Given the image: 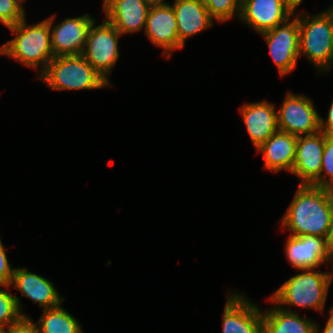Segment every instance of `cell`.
I'll return each instance as SVG.
<instances>
[{
	"label": "cell",
	"instance_id": "obj_1",
	"mask_svg": "<svg viewBox=\"0 0 333 333\" xmlns=\"http://www.w3.org/2000/svg\"><path fill=\"white\" fill-rule=\"evenodd\" d=\"M333 216V190L298 185L294 197L280 219V229L293 236L326 238Z\"/></svg>",
	"mask_w": 333,
	"mask_h": 333
},
{
	"label": "cell",
	"instance_id": "obj_2",
	"mask_svg": "<svg viewBox=\"0 0 333 333\" xmlns=\"http://www.w3.org/2000/svg\"><path fill=\"white\" fill-rule=\"evenodd\" d=\"M27 22L25 17L16 25L8 27L14 37L0 46V55L37 69L39 73L34 76L37 79L54 58L50 25L45 18L30 25Z\"/></svg>",
	"mask_w": 333,
	"mask_h": 333
},
{
	"label": "cell",
	"instance_id": "obj_3",
	"mask_svg": "<svg viewBox=\"0 0 333 333\" xmlns=\"http://www.w3.org/2000/svg\"><path fill=\"white\" fill-rule=\"evenodd\" d=\"M294 16L299 24L300 57L315 67L316 75L330 73L333 69V4L316 14L299 10Z\"/></svg>",
	"mask_w": 333,
	"mask_h": 333
},
{
	"label": "cell",
	"instance_id": "obj_4",
	"mask_svg": "<svg viewBox=\"0 0 333 333\" xmlns=\"http://www.w3.org/2000/svg\"><path fill=\"white\" fill-rule=\"evenodd\" d=\"M298 271L300 273L291 275L269 298L289 312H297L292 309L297 307L299 310H314L324 314L330 290L328 271H321L319 268L297 269Z\"/></svg>",
	"mask_w": 333,
	"mask_h": 333
},
{
	"label": "cell",
	"instance_id": "obj_5",
	"mask_svg": "<svg viewBox=\"0 0 333 333\" xmlns=\"http://www.w3.org/2000/svg\"><path fill=\"white\" fill-rule=\"evenodd\" d=\"M54 91L112 88L82 55L56 56L37 78Z\"/></svg>",
	"mask_w": 333,
	"mask_h": 333
},
{
	"label": "cell",
	"instance_id": "obj_6",
	"mask_svg": "<svg viewBox=\"0 0 333 333\" xmlns=\"http://www.w3.org/2000/svg\"><path fill=\"white\" fill-rule=\"evenodd\" d=\"M103 19L99 25H96L97 20L91 24L81 55L111 84L109 75L120 57L119 39L122 35L111 23Z\"/></svg>",
	"mask_w": 333,
	"mask_h": 333
},
{
	"label": "cell",
	"instance_id": "obj_7",
	"mask_svg": "<svg viewBox=\"0 0 333 333\" xmlns=\"http://www.w3.org/2000/svg\"><path fill=\"white\" fill-rule=\"evenodd\" d=\"M310 97L292 91L286 92L277 109L278 128L295 136L310 135L320 131V113Z\"/></svg>",
	"mask_w": 333,
	"mask_h": 333
},
{
	"label": "cell",
	"instance_id": "obj_8",
	"mask_svg": "<svg viewBox=\"0 0 333 333\" xmlns=\"http://www.w3.org/2000/svg\"><path fill=\"white\" fill-rule=\"evenodd\" d=\"M259 35L264 38L280 77L292 73L300 59L298 19L293 16L285 23Z\"/></svg>",
	"mask_w": 333,
	"mask_h": 333
},
{
	"label": "cell",
	"instance_id": "obj_9",
	"mask_svg": "<svg viewBox=\"0 0 333 333\" xmlns=\"http://www.w3.org/2000/svg\"><path fill=\"white\" fill-rule=\"evenodd\" d=\"M11 288L17 289L22 296H15L18 310L23 318H30L26 312H23L21 297H26L40 309H51L64 303L65 297L61 296L58 288L50 280L24 267H15Z\"/></svg>",
	"mask_w": 333,
	"mask_h": 333
},
{
	"label": "cell",
	"instance_id": "obj_10",
	"mask_svg": "<svg viewBox=\"0 0 333 333\" xmlns=\"http://www.w3.org/2000/svg\"><path fill=\"white\" fill-rule=\"evenodd\" d=\"M143 32L152 46L162 50L166 59L172 57L174 50L184 48L179 41L176 16L170 2L151 4Z\"/></svg>",
	"mask_w": 333,
	"mask_h": 333
},
{
	"label": "cell",
	"instance_id": "obj_11",
	"mask_svg": "<svg viewBox=\"0 0 333 333\" xmlns=\"http://www.w3.org/2000/svg\"><path fill=\"white\" fill-rule=\"evenodd\" d=\"M50 25L51 47L54 57L81 55L86 44L91 24L96 20L90 13L81 16L65 18L55 23L56 14L45 18Z\"/></svg>",
	"mask_w": 333,
	"mask_h": 333
},
{
	"label": "cell",
	"instance_id": "obj_12",
	"mask_svg": "<svg viewBox=\"0 0 333 333\" xmlns=\"http://www.w3.org/2000/svg\"><path fill=\"white\" fill-rule=\"evenodd\" d=\"M228 290L222 313V333H262V306L246 294Z\"/></svg>",
	"mask_w": 333,
	"mask_h": 333
},
{
	"label": "cell",
	"instance_id": "obj_13",
	"mask_svg": "<svg viewBox=\"0 0 333 333\" xmlns=\"http://www.w3.org/2000/svg\"><path fill=\"white\" fill-rule=\"evenodd\" d=\"M294 16L283 0H242L239 21L260 34Z\"/></svg>",
	"mask_w": 333,
	"mask_h": 333
},
{
	"label": "cell",
	"instance_id": "obj_14",
	"mask_svg": "<svg viewBox=\"0 0 333 333\" xmlns=\"http://www.w3.org/2000/svg\"><path fill=\"white\" fill-rule=\"evenodd\" d=\"M325 147V134L319 131L310 135L298 136L292 176L299 185H312L319 177Z\"/></svg>",
	"mask_w": 333,
	"mask_h": 333
},
{
	"label": "cell",
	"instance_id": "obj_15",
	"mask_svg": "<svg viewBox=\"0 0 333 333\" xmlns=\"http://www.w3.org/2000/svg\"><path fill=\"white\" fill-rule=\"evenodd\" d=\"M284 255L293 269H311L326 267L330 253L326 238L319 236L288 235L284 244Z\"/></svg>",
	"mask_w": 333,
	"mask_h": 333
},
{
	"label": "cell",
	"instance_id": "obj_16",
	"mask_svg": "<svg viewBox=\"0 0 333 333\" xmlns=\"http://www.w3.org/2000/svg\"><path fill=\"white\" fill-rule=\"evenodd\" d=\"M150 0H103L102 11L105 19L122 36L145 30Z\"/></svg>",
	"mask_w": 333,
	"mask_h": 333
},
{
	"label": "cell",
	"instance_id": "obj_17",
	"mask_svg": "<svg viewBox=\"0 0 333 333\" xmlns=\"http://www.w3.org/2000/svg\"><path fill=\"white\" fill-rule=\"evenodd\" d=\"M239 111L255 150L279 130L275 103L267 100L245 102Z\"/></svg>",
	"mask_w": 333,
	"mask_h": 333
},
{
	"label": "cell",
	"instance_id": "obj_18",
	"mask_svg": "<svg viewBox=\"0 0 333 333\" xmlns=\"http://www.w3.org/2000/svg\"><path fill=\"white\" fill-rule=\"evenodd\" d=\"M298 137L290 133L277 130L256 152L264 159V168L271 173L278 174L285 171L291 174L293 169L296 143Z\"/></svg>",
	"mask_w": 333,
	"mask_h": 333
},
{
	"label": "cell",
	"instance_id": "obj_19",
	"mask_svg": "<svg viewBox=\"0 0 333 333\" xmlns=\"http://www.w3.org/2000/svg\"><path fill=\"white\" fill-rule=\"evenodd\" d=\"M180 43L185 46L187 39L203 33L215 24L202 0H173Z\"/></svg>",
	"mask_w": 333,
	"mask_h": 333
},
{
	"label": "cell",
	"instance_id": "obj_20",
	"mask_svg": "<svg viewBox=\"0 0 333 333\" xmlns=\"http://www.w3.org/2000/svg\"><path fill=\"white\" fill-rule=\"evenodd\" d=\"M270 308L262 310V333H314L316 321L300 312H289L277 306L269 297Z\"/></svg>",
	"mask_w": 333,
	"mask_h": 333
},
{
	"label": "cell",
	"instance_id": "obj_21",
	"mask_svg": "<svg viewBox=\"0 0 333 333\" xmlns=\"http://www.w3.org/2000/svg\"><path fill=\"white\" fill-rule=\"evenodd\" d=\"M38 320L30 317L40 333H84L80 322L64 308L63 303L51 309H44Z\"/></svg>",
	"mask_w": 333,
	"mask_h": 333
},
{
	"label": "cell",
	"instance_id": "obj_22",
	"mask_svg": "<svg viewBox=\"0 0 333 333\" xmlns=\"http://www.w3.org/2000/svg\"><path fill=\"white\" fill-rule=\"evenodd\" d=\"M210 16L216 23H225L231 19L239 20L242 0H202Z\"/></svg>",
	"mask_w": 333,
	"mask_h": 333
},
{
	"label": "cell",
	"instance_id": "obj_23",
	"mask_svg": "<svg viewBox=\"0 0 333 333\" xmlns=\"http://www.w3.org/2000/svg\"><path fill=\"white\" fill-rule=\"evenodd\" d=\"M10 288V285H0V329L2 330L23 318L18 310L14 294L9 291Z\"/></svg>",
	"mask_w": 333,
	"mask_h": 333
},
{
	"label": "cell",
	"instance_id": "obj_24",
	"mask_svg": "<svg viewBox=\"0 0 333 333\" xmlns=\"http://www.w3.org/2000/svg\"><path fill=\"white\" fill-rule=\"evenodd\" d=\"M312 186L333 190V135H325L320 177Z\"/></svg>",
	"mask_w": 333,
	"mask_h": 333
},
{
	"label": "cell",
	"instance_id": "obj_25",
	"mask_svg": "<svg viewBox=\"0 0 333 333\" xmlns=\"http://www.w3.org/2000/svg\"><path fill=\"white\" fill-rule=\"evenodd\" d=\"M21 0H0V23L6 28L16 25L26 17V8Z\"/></svg>",
	"mask_w": 333,
	"mask_h": 333
},
{
	"label": "cell",
	"instance_id": "obj_26",
	"mask_svg": "<svg viewBox=\"0 0 333 333\" xmlns=\"http://www.w3.org/2000/svg\"><path fill=\"white\" fill-rule=\"evenodd\" d=\"M6 250L0 237V285H10L15 269L9 262Z\"/></svg>",
	"mask_w": 333,
	"mask_h": 333
},
{
	"label": "cell",
	"instance_id": "obj_27",
	"mask_svg": "<svg viewBox=\"0 0 333 333\" xmlns=\"http://www.w3.org/2000/svg\"><path fill=\"white\" fill-rule=\"evenodd\" d=\"M4 333H40L31 318H22L18 323L9 326Z\"/></svg>",
	"mask_w": 333,
	"mask_h": 333
},
{
	"label": "cell",
	"instance_id": "obj_28",
	"mask_svg": "<svg viewBox=\"0 0 333 333\" xmlns=\"http://www.w3.org/2000/svg\"><path fill=\"white\" fill-rule=\"evenodd\" d=\"M320 131L325 135H333V99L330 103L327 117L324 119V117L320 115Z\"/></svg>",
	"mask_w": 333,
	"mask_h": 333
},
{
	"label": "cell",
	"instance_id": "obj_29",
	"mask_svg": "<svg viewBox=\"0 0 333 333\" xmlns=\"http://www.w3.org/2000/svg\"><path fill=\"white\" fill-rule=\"evenodd\" d=\"M328 317H326L325 327L322 328L318 321H316L314 333H333V312L332 306H330L328 312ZM321 329V330H320Z\"/></svg>",
	"mask_w": 333,
	"mask_h": 333
},
{
	"label": "cell",
	"instance_id": "obj_30",
	"mask_svg": "<svg viewBox=\"0 0 333 333\" xmlns=\"http://www.w3.org/2000/svg\"><path fill=\"white\" fill-rule=\"evenodd\" d=\"M327 248L330 254H333V216L331 220V225L329 227V232L326 237Z\"/></svg>",
	"mask_w": 333,
	"mask_h": 333
},
{
	"label": "cell",
	"instance_id": "obj_31",
	"mask_svg": "<svg viewBox=\"0 0 333 333\" xmlns=\"http://www.w3.org/2000/svg\"><path fill=\"white\" fill-rule=\"evenodd\" d=\"M292 10L293 12H297L298 7L301 6L304 0H283Z\"/></svg>",
	"mask_w": 333,
	"mask_h": 333
},
{
	"label": "cell",
	"instance_id": "obj_32",
	"mask_svg": "<svg viewBox=\"0 0 333 333\" xmlns=\"http://www.w3.org/2000/svg\"><path fill=\"white\" fill-rule=\"evenodd\" d=\"M327 264L330 265L333 269V254H330ZM328 278H329V286L331 287L333 283V271L328 270Z\"/></svg>",
	"mask_w": 333,
	"mask_h": 333
},
{
	"label": "cell",
	"instance_id": "obj_33",
	"mask_svg": "<svg viewBox=\"0 0 333 333\" xmlns=\"http://www.w3.org/2000/svg\"><path fill=\"white\" fill-rule=\"evenodd\" d=\"M152 3H158V2H168L166 0H150Z\"/></svg>",
	"mask_w": 333,
	"mask_h": 333
}]
</instances>
